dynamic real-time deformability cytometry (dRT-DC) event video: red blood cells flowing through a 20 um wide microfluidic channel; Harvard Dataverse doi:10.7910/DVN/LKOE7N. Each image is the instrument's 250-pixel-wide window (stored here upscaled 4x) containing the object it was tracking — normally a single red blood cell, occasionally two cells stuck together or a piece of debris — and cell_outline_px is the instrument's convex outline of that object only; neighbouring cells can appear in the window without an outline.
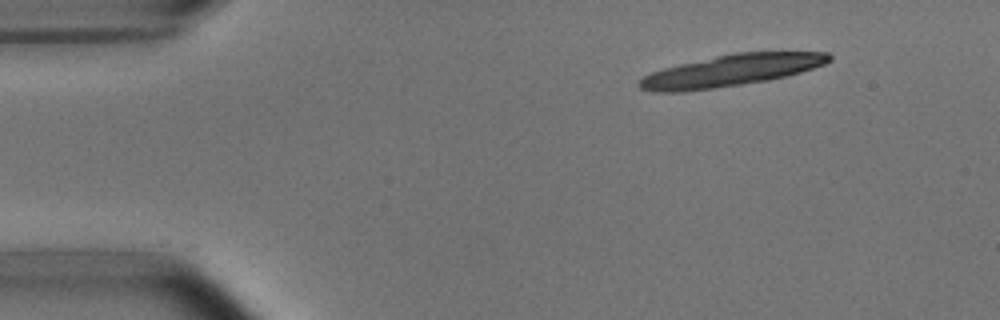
{"species": "common noctule bat (a hibernating species)", "species_latin": "Nyctalus noctula", "temperature_condition": "room temperature", "stored_images_in_passage": 13, "camera_frame_rate_fps": 3000, "um_per_image_px": 0.085, "animal": {"sex": "male", "body_mass_g": 15.6}, "frame": {"image": 1, "passage_image": 1, "time_ms": 0.0, "image_size_px": [1000, 320], "cell_outline_px": [[832, 60], [824, 64], [800, 72], [768, 80], [684, 92], [652, 92], [640, 88], [636, 84], [644, 76], [652, 72], [664, 68], [680, 64], [732, 52], [828, 52], [832, 56]], "centroid_in_image_um": [62.12, 5.99], "position_along_channel_um": 22.9, "area_um2": 34.68}}